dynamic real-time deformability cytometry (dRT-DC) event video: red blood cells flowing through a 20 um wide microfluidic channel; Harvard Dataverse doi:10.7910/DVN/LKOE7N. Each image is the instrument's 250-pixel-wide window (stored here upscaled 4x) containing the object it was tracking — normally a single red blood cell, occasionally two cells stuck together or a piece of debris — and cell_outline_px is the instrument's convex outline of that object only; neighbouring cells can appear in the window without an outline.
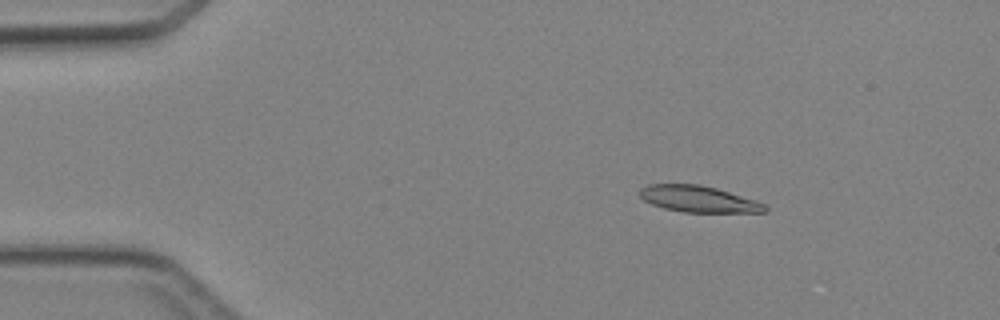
{"species": "Egyptian fruit bat (a non-hibernating species)", "species_latin": "Rousettus aegyptiacus", "temperature_condition": "cold", "stored_images_in_passage": 5, "camera_frame_rate_fps": 3000, "um_per_image_px": 0.085, "animal": {"sex": "female"}, "frame": {"image": 1, "passage_image": 3, "time_ms": 2.333, "image_size_px": [1000, 320], "cell_outline_px": [[768, 212], [684, 212], [664, 208], [652, 204], [644, 200], [640, 196], [640, 188], [648, 184], [700, 184], [716, 188], [756, 200], [764, 204], [768, 208]], "centroid_in_image_um": [59.38, 16.91], "position_along_channel_um": 25.6, "area_um2": 19.19}}